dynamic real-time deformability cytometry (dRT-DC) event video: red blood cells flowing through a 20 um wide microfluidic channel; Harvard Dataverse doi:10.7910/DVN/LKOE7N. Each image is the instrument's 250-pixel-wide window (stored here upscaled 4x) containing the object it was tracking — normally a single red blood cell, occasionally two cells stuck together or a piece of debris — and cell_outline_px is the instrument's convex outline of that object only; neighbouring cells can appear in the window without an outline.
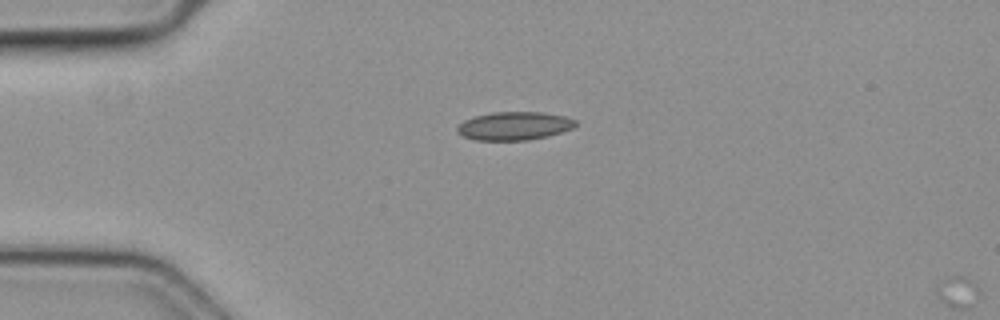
{"species": "common noctule bat (a hibernating species)", "species_latin": "Nyctalus noctula", "temperature_condition": "cold", "stored_images_in_passage": 5, "camera_frame_rate_fps": 3000, "um_per_image_px": 0.085, "animal": {"sex": "female", "body_mass_g": 19.3, "forearm_length_mm": 54.1}, "frame": {"image": 1, "passage_image": 4, "time_ms": 1.0, "image_size_px": [1000, 320], "cell_outline_px": [[576, 124], [572, 128], [548, 136], [528, 140], [476, 140], [464, 136], [456, 132], [456, 128], [464, 120], [476, 116], [492, 112], [544, 112], [564, 116], [576, 120]], "centroid_in_image_um": [43.7, 10.7], "position_along_channel_um": 41.3, "area_um2": 19.42}}